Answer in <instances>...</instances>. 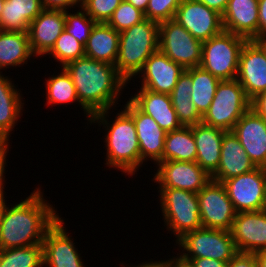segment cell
<instances>
[{"instance_id":"b9f144b4","label":"cell","mask_w":266,"mask_h":267,"mask_svg":"<svg viewBox=\"0 0 266 267\" xmlns=\"http://www.w3.org/2000/svg\"><path fill=\"white\" fill-rule=\"evenodd\" d=\"M250 108L259 116L266 119V91L251 100Z\"/></svg>"},{"instance_id":"5b68a950","label":"cell","mask_w":266,"mask_h":267,"mask_svg":"<svg viewBox=\"0 0 266 267\" xmlns=\"http://www.w3.org/2000/svg\"><path fill=\"white\" fill-rule=\"evenodd\" d=\"M159 201L166 229L176 242L186 233L203 227L197 193L174 188H159Z\"/></svg>"},{"instance_id":"d590c367","label":"cell","mask_w":266,"mask_h":267,"mask_svg":"<svg viewBox=\"0 0 266 267\" xmlns=\"http://www.w3.org/2000/svg\"><path fill=\"white\" fill-rule=\"evenodd\" d=\"M145 19L144 13L123 0L107 22L117 32H122Z\"/></svg>"},{"instance_id":"e0dca14e","label":"cell","mask_w":266,"mask_h":267,"mask_svg":"<svg viewBox=\"0 0 266 267\" xmlns=\"http://www.w3.org/2000/svg\"><path fill=\"white\" fill-rule=\"evenodd\" d=\"M230 232L238 252L266 251V213L262 210L238 212Z\"/></svg>"},{"instance_id":"816d5d0a","label":"cell","mask_w":266,"mask_h":267,"mask_svg":"<svg viewBox=\"0 0 266 267\" xmlns=\"http://www.w3.org/2000/svg\"><path fill=\"white\" fill-rule=\"evenodd\" d=\"M5 193L0 194V227H1V222L3 219L4 212L6 210V207L8 206L7 200H5Z\"/></svg>"},{"instance_id":"e575fe53","label":"cell","mask_w":266,"mask_h":267,"mask_svg":"<svg viewBox=\"0 0 266 267\" xmlns=\"http://www.w3.org/2000/svg\"><path fill=\"white\" fill-rule=\"evenodd\" d=\"M79 8L76 12L72 10V13L65 11V31L85 46L96 22Z\"/></svg>"},{"instance_id":"ac0fdd59","label":"cell","mask_w":266,"mask_h":267,"mask_svg":"<svg viewBox=\"0 0 266 267\" xmlns=\"http://www.w3.org/2000/svg\"><path fill=\"white\" fill-rule=\"evenodd\" d=\"M184 71L182 66L158 50L145 61L142 70L138 73L139 76L135 78H142L140 88L170 94Z\"/></svg>"},{"instance_id":"11a10c76","label":"cell","mask_w":266,"mask_h":267,"mask_svg":"<svg viewBox=\"0 0 266 267\" xmlns=\"http://www.w3.org/2000/svg\"><path fill=\"white\" fill-rule=\"evenodd\" d=\"M263 212L266 213V190H265V198H264V203H263V206H262V209H261Z\"/></svg>"},{"instance_id":"484cf974","label":"cell","mask_w":266,"mask_h":267,"mask_svg":"<svg viewBox=\"0 0 266 267\" xmlns=\"http://www.w3.org/2000/svg\"><path fill=\"white\" fill-rule=\"evenodd\" d=\"M11 80L12 78L0 72V132L8 139L15 130L18 119L23 115V101H25L20 94L21 90L17 89Z\"/></svg>"},{"instance_id":"277c9868","label":"cell","mask_w":266,"mask_h":267,"mask_svg":"<svg viewBox=\"0 0 266 267\" xmlns=\"http://www.w3.org/2000/svg\"><path fill=\"white\" fill-rule=\"evenodd\" d=\"M159 50V23L147 18L120 32L115 67L128 82L138 75L145 61Z\"/></svg>"},{"instance_id":"836d02e7","label":"cell","mask_w":266,"mask_h":267,"mask_svg":"<svg viewBox=\"0 0 266 267\" xmlns=\"http://www.w3.org/2000/svg\"><path fill=\"white\" fill-rule=\"evenodd\" d=\"M47 55L64 67L67 63L84 57L85 46L64 30Z\"/></svg>"},{"instance_id":"6da1fadb","label":"cell","mask_w":266,"mask_h":267,"mask_svg":"<svg viewBox=\"0 0 266 267\" xmlns=\"http://www.w3.org/2000/svg\"><path fill=\"white\" fill-rule=\"evenodd\" d=\"M43 196L38 187L26 199L6 207L0 227V249L43 243L47 230L60 217Z\"/></svg>"},{"instance_id":"4dcf8cb0","label":"cell","mask_w":266,"mask_h":267,"mask_svg":"<svg viewBox=\"0 0 266 267\" xmlns=\"http://www.w3.org/2000/svg\"><path fill=\"white\" fill-rule=\"evenodd\" d=\"M46 81V105H64L70 103H78L79 106H82L81 110L84 111L85 115L88 119L87 121L90 122L92 118V114L79 102L77 97L76 89L73 84L72 78L69 73L65 70L64 67L61 69V73L55 75H51Z\"/></svg>"},{"instance_id":"8d00e7d4","label":"cell","mask_w":266,"mask_h":267,"mask_svg":"<svg viewBox=\"0 0 266 267\" xmlns=\"http://www.w3.org/2000/svg\"><path fill=\"white\" fill-rule=\"evenodd\" d=\"M123 0H80V7L96 22L107 23Z\"/></svg>"},{"instance_id":"f546056e","label":"cell","mask_w":266,"mask_h":267,"mask_svg":"<svg viewBox=\"0 0 266 267\" xmlns=\"http://www.w3.org/2000/svg\"><path fill=\"white\" fill-rule=\"evenodd\" d=\"M192 91V78L184 71L178 78L175 88L169 94L173 108L182 126H193L202 122V116L192 103Z\"/></svg>"},{"instance_id":"f35d334b","label":"cell","mask_w":266,"mask_h":267,"mask_svg":"<svg viewBox=\"0 0 266 267\" xmlns=\"http://www.w3.org/2000/svg\"><path fill=\"white\" fill-rule=\"evenodd\" d=\"M41 4L43 9L46 10L67 11L75 8L76 6L79 8L80 0H41Z\"/></svg>"},{"instance_id":"f1b7e54d","label":"cell","mask_w":266,"mask_h":267,"mask_svg":"<svg viewBox=\"0 0 266 267\" xmlns=\"http://www.w3.org/2000/svg\"><path fill=\"white\" fill-rule=\"evenodd\" d=\"M196 157L193 126H182L166 133L162 161L195 162Z\"/></svg>"},{"instance_id":"f5cc1de1","label":"cell","mask_w":266,"mask_h":267,"mask_svg":"<svg viewBox=\"0 0 266 267\" xmlns=\"http://www.w3.org/2000/svg\"><path fill=\"white\" fill-rule=\"evenodd\" d=\"M253 41L261 48L266 56V36L257 37Z\"/></svg>"},{"instance_id":"60d3db41","label":"cell","mask_w":266,"mask_h":267,"mask_svg":"<svg viewBox=\"0 0 266 267\" xmlns=\"http://www.w3.org/2000/svg\"><path fill=\"white\" fill-rule=\"evenodd\" d=\"M190 261L194 267H228V263L212 258H183Z\"/></svg>"},{"instance_id":"9a60e30c","label":"cell","mask_w":266,"mask_h":267,"mask_svg":"<svg viewBox=\"0 0 266 267\" xmlns=\"http://www.w3.org/2000/svg\"><path fill=\"white\" fill-rule=\"evenodd\" d=\"M123 109L133 118L139 142L141 165L162 162L166 133L149 115L142 112L130 99Z\"/></svg>"},{"instance_id":"d4e9b609","label":"cell","mask_w":266,"mask_h":267,"mask_svg":"<svg viewBox=\"0 0 266 267\" xmlns=\"http://www.w3.org/2000/svg\"><path fill=\"white\" fill-rule=\"evenodd\" d=\"M120 33L107 23H95L85 45V56L115 66Z\"/></svg>"},{"instance_id":"2e32d148","label":"cell","mask_w":266,"mask_h":267,"mask_svg":"<svg viewBox=\"0 0 266 267\" xmlns=\"http://www.w3.org/2000/svg\"><path fill=\"white\" fill-rule=\"evenodd\" d=\"M236 79L250 101L266 91V56L253 40L243 45Z\"/></svg>"},{"instance_id":"7bdbcfd3","label":"cell","mask_w":266,"mask_h":267,"mask_svg":"<svg viewBox=\"0 0 266 267\" xmlns=\"http://www.w3.org/2000/svg\"><path fill=\"white\" fill-rule=\"evenodd\" d=\"M259 37L266 36V0H258Z\"/></svg>"},{"instance_id":"1f68e13d","label":"cell","mask_w":266,"mask_h":267,"mask_svg":"<svg viewBox=\"0 0 266 267\" xmlns=\"http://www.w3.org/2000/svg\"><path fill=\"white\" fill-rule=\"evenodd\" d=\"M192 78V103L203 117L209 109L221 80L200 66L185 70Z\"/></svg>"},{"instance_id":"7dc6e473","label":"cell","mask_w":266,"mask_h":267,"mask_svg":"<svg viewBox=\"0 0 266 267\" xmlns=\"http://www.w3.org/2000/svg\"><path fill=\"white\" fill-rule=\"evenodd\" d=\"M10 140L0 132V159H7L9 153Z\"/></svg>"},{"instance_id":"52a82bcc","label":"cell","mask_w":266,"mask_h":267,"mask_svg":"<svg viewBox=\"0 0 266 267\" xmlns=\"http://www.w3.org/2000/svg\"><path fill=\"white\" fill-rule=\"evenodd\" d=\"M251 101L237 79L220 81L202 123L232 131L237 121L250 109Z\"/></svg>"},{"instance_id":"7c38bea8","label":"cell","mask_w":266,"mask_h":267,"mask_svg":"<svg viewBox=\"0 0 266 267\" xmlns=\"http://www.w3.org/2000/svg\"><path fill=\"white\" fill-rule=\"evenodd\" d=\"M153 181L158 188H174L198 193L211 176L198 163L185 161H162L156 166Z\"/></svg>"},{"instance_id":"681fc988","label":"cell","mask_w":266,"mask_h":267,"mask_svg":"<svg viewBox=\"0 0 266 267\" xmlns=\"http://www.w3.org/2000/svg\"><path fill=\"white\" fill-rule=\"evenodd\" d=\"M125 1L132 4L135 8L139 9L144 14L146 13L149 0H125Z\"/></svg>"},{"instance_id":"ab89813d","label":"cell","mask_w":266,"mask_h":267,"mask_svg":"<svg viewBox=\"0 0 266 267\" xmlns=\"http://www.w3.org/2000/svg\"><path fill=\"white\" fill-rule=\"evenodd\" d=\"M228 267H258L254 254L238 252L229 262Z\"/></svg>"},{"instance_id":"7a4b0ae2","label":"cell","mask_w":266,"mask_h":267,"mask_svg":"<svg viewBox=\"0 0 266 267\" xmlns=\"http://www.w3.org/2000/svg\"><path fill=\"white\" fill-rule=\"evenodd\" d=\"M64 68L72 78L79 102L92 115L114 109L128 84L114 65L86 56L67 63Z\"/></svg>"},{"instance_id":"30bf717a","label":"cell","mask_w":266,"mask_h":267,"mask_svg":"<svg viewBox=\"0 0 266 267\" xmlns=\"http://www.w3.org/2000/svg\"><path fill=\"white\" fill-rule=\"evenodd\" d=\"M197 196L202 226L230 231L237 212L224 185L211 179Z\"/></svg>"},{"instance_id":"cb8c5ba5","label":"cell","mask_w":266,"mask_h":267,"mask_svg":"<svg viewBox=\"0 0 266 267\" xmlns=\"http://www.w3.org/2000/svg\"><path fill=\"white\" fill-rule=\"evenodd\" d=\"M225 132L202 122L193 125V137L197 149L196 162L210 176L218 169Z\"/></svg>"},{"instance_id":"5bb4252c","label":"cell","mask_w":266,"mask_h":267,"mask_svg":"<svg viewBox=\"0 0 266 267\" xmlns=\"http://www.w3.org/2000/svg\"><path fill=\"white\" fill-rule=\"evenodd\" d=\"M64 220L59 217L43 239V267H85ZM79 253V254H78Z\"/></svg>"},{"instance_id":"d6a6232c","label":"cell","mask_w":266,"mask_h":267,"mask_svg":"<svg viewBox=\"0 0 266 267\" xmlns=\"http://www.w3.org/2000/svg\"><path fill=\"white\" fill-rule=\"evenodd\" d=\"M1 267H43L42 244L0 249Z\"/></svg>"},{"instance_id":"bcb514c9","label":"cell","mask_w":266,"mask_h":267,"mask_svg":"<svg viewBox=\"0 0 266 267\" xmlns=\"http://www.w3.org/2000/svg\"><path fill=\"white\" fill-rule=\"evenodd\" d=\"M121 266L125 267L123 263H120ZM133 264H131L130 266L127 264V267H167V260H159V261H153L152 259L149 261H145L144 263L142 262V264H136L134 266H132Z\"/></svg>"},{"instance_id":"ba28073f","label":"cell","mask_w":266,"mask_h":267,"mask_svg":"<svg viewBox=\"0 0 266 267\" xmlns=\"http://www.w3.org/2000/svg\"><path fill=\"white\" fill-rule=\"evenodd\" d=\"M182 258H212L228 263L237 253L230 231L201 227L186 233L176 243ZM187 252V253H186Z\"/></svg>"},{"instance_id":"f6af8a7d","label":"cell","mask_w":266,"mask_h":267,"mask_svg":"<svg viewBox=\"0 0 266 267\" xmlns=\"http://www.w3.org/2000/svg\"><path fill=\"white\" fill-rule=\"evenodd\" d=\"M167 260V267H194L190 261L183 259L180 255Z\"/></svg>"},{"instance_id":"603a6c76","label":"cell","mask_w":266,"mask_h":267,"mask_svg":"<svg viewBox=\"0 0 266 267\" xmlns=\"http://www.w3.org/2000/svg\"><path fill=\"white\" fill-rule=\"evenodd\" d=\"M138 90L129 99L142 112L151 116L165 132H171L182 127L169 94L156 93L145 88Z\"/></svg>"},{"instance_id":"f907efd6","label":"cell","mask_w":266,"mask_h":267,"mask_svg":"<svg viewBox=\"0 0 266 267\" xmlns=\"http://www.w3.org/2000/svg\"><path fill=\"white\" fill-rule=\"evenodd\" d=\"M258 263V267H266V251H259L254 253Z\"/></svg>"},{"instance_id":"ee69618b","label":"cell","mask_w":266,"mask_h":267,"mask_svg":"<svg viewBox=\"0 0 266 267\" xmlns=\"http://www.w3.org/2000/svg\"><path fill=\"white\" fill-rule=\"evenodd\" d=\"M197 1L203 3L210 9H213L214 11L222 15L227 7V3L229 0H197Z\"/></svg>"},{"instance_id":"9c48e42d","label":"cell","mask_w":266,"mask_h":267,"mask_svg":"<svg viewBox=\"0 0 266 267\" xmlns=\"http://www.w3.org/2000/svg\"><path fill=\"white\" fill-rule=\"evenodd\" d=\"M159 51L186 70L200 66L202 42L172 19L159 23Z\"/></svg>"},{"instance_id":"db71d44e","label":"cell","mask_w":266,"mask_h":267,"mask_svg":"<svg viewBox=\"0 0 266 267\" xmlns=\"http://www.w3.org/2000/svg\"><path fill=\"white\" fill-rule=\"evenodd\" d=\"M4 4H5V0H0V18H1V15H2Z\"/></svg>"},{"instance_id":"74e56055","label":"cell","mask_w":266,"mask_h":267,"mask_svg":"<svg viewBox=\"0 0 266 267\" xmlns=\"http://www.w3.org/2000/svg\"><path fill=\"white\" fill-rule=\"evenodd\" d=\"M182 1L183 0H149L144 16L157 23L172 20Z\"/></svg>"},{"instance_id":"8992f818","label":"cell","mask_w":266,"mask_h":267,"mask_svg":"<svg viewBox=\"0 0 266 267\" xmlns=\"http://www.w3.org/2000/svg\"><path fill=\"white\" fill-rule=\"evenodd\" d=\"M245 38L223 30L202 42L200 67L219 80H233L237 77L240 53Z\"/></svg>"},{"instance_id":"4fadbf2b","label":"cell","mask_w":266,"mask_h":267,"mask_svg":"<svg viewBox=\"0 0 266 267\" xmlns=\"http://www.w3.org/2000/svg\"><path fill=\"white\" fill-rule=\"evenodd\" d=\"M174 20L201 42L224 30L222 15L197 0H183Z\"/></svg>"},{"instance_id":"8fae6325","label":"cell","mask_w":266,"mask_h":267,"mask_svg":"<svg viewBox=\"0 0 266 267\" xmlns=\"http://www.w3.org/2000/svg\"><path fill=\"white\" fill-rule=\"evenodd\" d=\"M222 184L237 213L262 209L266 190V168L256 167L250 172L224 180Z\"/></svg>"},{"instance_id":"44dd1931","label":"cell","mask_w":266,"mask_h":267,"mask_svg":"<svg viewBox=\"0 0 266 267\" xmlns=\"http://www.w3.org/2000/svg\"><path fill=\"white\" fill-rule=\"evenodd\" d=\"M222 22L225 31L248 41L259 37L258 0H229Z\"/></svg>"},{"instance_id":"83f0119b","label":"cell","mask_w":266,"mask_h":267,"mask_svg":"<svg viewBox=\"0 0 266 267\" xmlns=\"http://www.w3.org/2000/svg\"><path fill=\"white\" fill-rule=\"evenodd\" d=\"M35 57L30 49L28 33L0 30V72L28 64Z\"/></svg>"},{"instance_id":"ffe728a7","label":"cell","mask_w":266,"mask_h":267,"mask_svg":"<svg viewBox=\"0 0 266 267\" xmlns=\"http://www.w3.org/2000/svg\"><path fill=\"white\" fill-rule=\"evenodd\" d=\"M65 30V11L44 9L29 25L31 52L36 58L47 54Z\"/></svg>"},{"instance_id":"4316f807","label":"cell","mask_w":266,"mask_h":267,"mask_svg":"<svg viewBox=\"0 0 266 267\" xmlns=\"http://www.w3.org/2000/svg\"><path fill=\"white\" fill-rule=\"evenodd\" d=\"M43 10L41 0H5L0 30L28 33L30 23Z\"/></svg>"},{"instance_id":"c3c4849f","label":"cell","mask_w":266,"mask_h":267,"mask_svg":"<svg viewBox=\"0 0 266 267\" xmlns=\"http://www.w3.org/2000/svg\"><path fill=\"white\" fill-rule=\"evenodd\" d=\"M6 159H0V194L6 193L3 189H5V166L7 165Z\"/></svg>"},{"instance_id":"7402d4cb","label":"cell","mask_w":266,"mask_h":267,"mask_svg":"<svg viewBox=\"0 0 266 267\" xmlns=\"http://www.w3.org/2000/svg\"><path fill=\"white\" fill-rule=\"evenodd\" d=\"M255 168L239 139L232 131H226L222 139L220 163L218 169L211 175V179L222 183Z\"/></svg>"},{"instance_id":"d6986e66","label":"cell","mask_w":266,"mask_h":267,"mask_svg":"<svg viewBox=\"0 0 266 267\" xmlns=\"http://www.w3.org/2000/svg\"><path fill=\"white\" fill-rule=\"evenodd\" d=\"M256 167L266 168V119L251 108L232 129Z\"/></svg>"},{"instance_id":"3957f363","label":"cell","mask_w":266,"mask_h":267,"mask_svg":"<svg viewBox=\"0 0 266 267\" xmlns=\"http://www.w3.org/2000/svg\"><path fill=\"white\" fill-rule=\"evenodd\" d=\"M110 110L93 114L89 124L100 123L98 126L105 128V165L132 177L142 167L135 123L124 109L116 113L113 122L109 121Z\"/></svg>"}]
</instances>
